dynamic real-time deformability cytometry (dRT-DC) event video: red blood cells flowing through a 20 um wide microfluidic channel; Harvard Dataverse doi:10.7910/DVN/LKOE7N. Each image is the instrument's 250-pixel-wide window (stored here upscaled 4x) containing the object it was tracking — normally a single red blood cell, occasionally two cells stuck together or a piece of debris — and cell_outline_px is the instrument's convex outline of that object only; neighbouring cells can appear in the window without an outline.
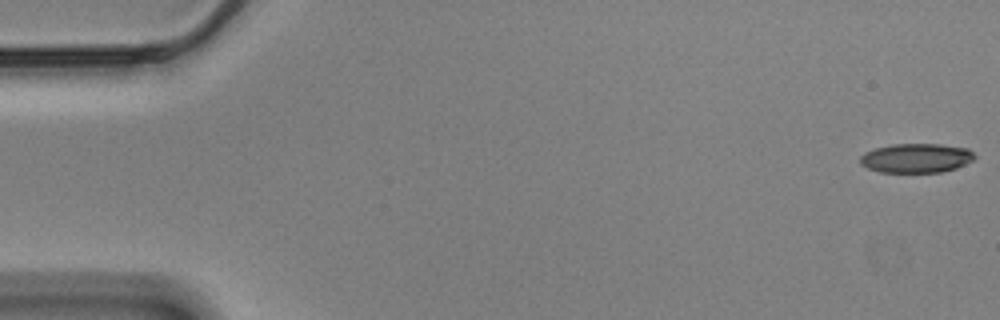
{"species": "Egyptian fruit bat (a non-hibernating species)", "species_latin": "Rousettus aegyptiacus", "temperature_condition": "cold", "stored_images_in_passage": 57, "camera_frame_rate_fps": 3000, "um_per_image_px": 0.085, "animal": {"sex": "male"}, "frame": {"image": 1, "passage_image": 1, "time_ms": 0.0, "image_size_px": [1000, 320], "cell_outline_px": [[976, 156], [972, 160], [956, 168], [940, 172], [880, 172], [868, 168], [860, 164], [860, 156], [864, 152], [876, 148], [892, 144], [940, 144], [968, 148]], "centroid_in_image_um": [77.86, 13.43], "position_along_channel_um": 7.1, "area_um2": 19.48}}
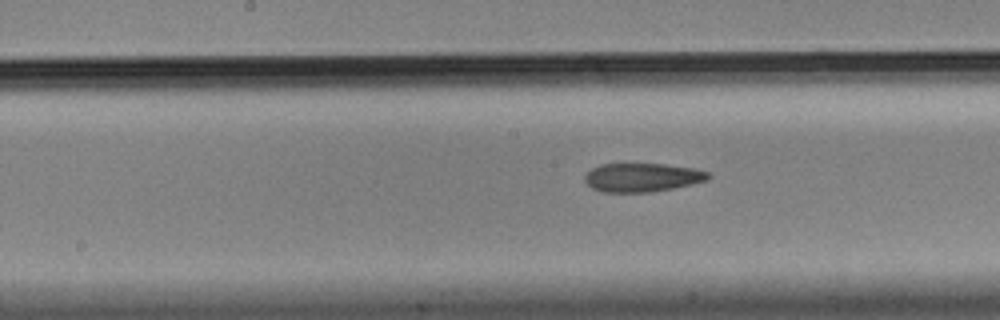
{"frame": {"image": 2, "passage_image": 29, "time_ms": 9.333, "image_size_px": [1000, 320], "cell_outline_px": [[712, 176], [708, 180], [692, 184], [652, 192], [604, 192], [592, 188], [584, 180], [584, 176], [592, 168], [600, 164], [664, 164], [692, 168], [708, 172]], "centroid_in_image_um": [54.59, 15.08], "position_along_channel_um": 193.6, "area_um2": 20.58}}
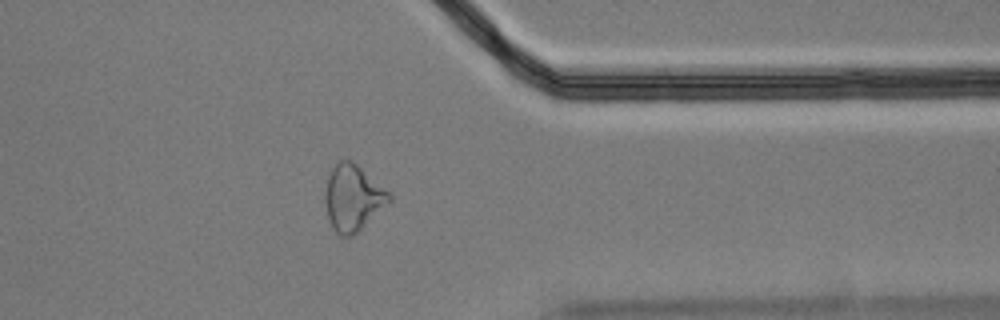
{"frame": {"image": 3, "passage_image": 46, "time_ms": 15.0, "image_size_px": [1000, 320], "cell_outline_px": [[392, 200], [352, 236], [340, 236], [336, 232], [328, 216], [324, 200], [324, 192], [328, 176], [336, 160], [348, 160], [356, 164], [384, 188], [392, 196]], "centroid_in_image_um": [29.97, 16.8], "position_along_channel_um": 381.4, "area_um2": 24.22}}